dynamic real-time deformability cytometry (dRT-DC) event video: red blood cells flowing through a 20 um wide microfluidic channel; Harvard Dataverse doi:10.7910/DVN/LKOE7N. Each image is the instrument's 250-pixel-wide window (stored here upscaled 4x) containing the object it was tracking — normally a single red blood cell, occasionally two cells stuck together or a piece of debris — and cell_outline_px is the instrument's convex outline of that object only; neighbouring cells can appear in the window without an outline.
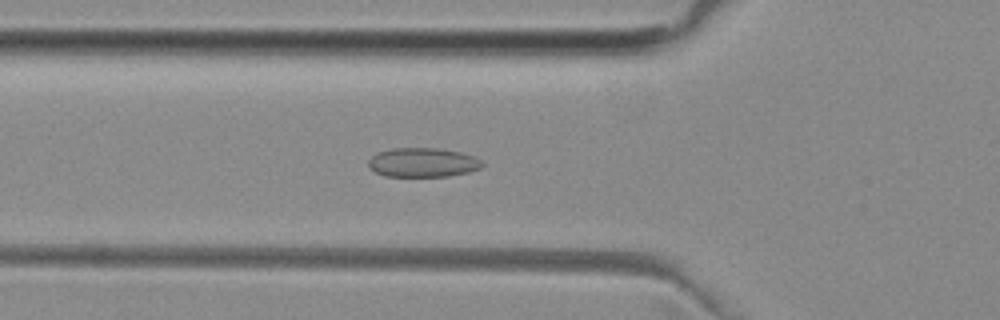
{"species": "common noctule bat (a hibernating species)", "species_latin": "Nyctalus noctula", "temperature_condition": "room temperature", "stored_images_in_passage": 52, "camera_frame_rate_fps": 3000, "um_per_image_px": 0.085, "animal": {"sex": "female", "body_mass_g": 29.2, "forearm_length_mm": 56.3}, "frame": {"image": 1, "passage_image": 18, "time_ms": 5.667, "image_size_px": [1000, 320], "cell_outline_px": [[484, 164], [480, 168], [468, 172], [448, 176], [384, 176], [368, 168], [368, 160], [376, 152], [392, 148], [440, 148], [460, 152], [472, 156], [480, 160]], "centroid_in_image_um": [35.89, 13.8], "position_along_channel_um": 89.9, "area_um2": 19.42}}
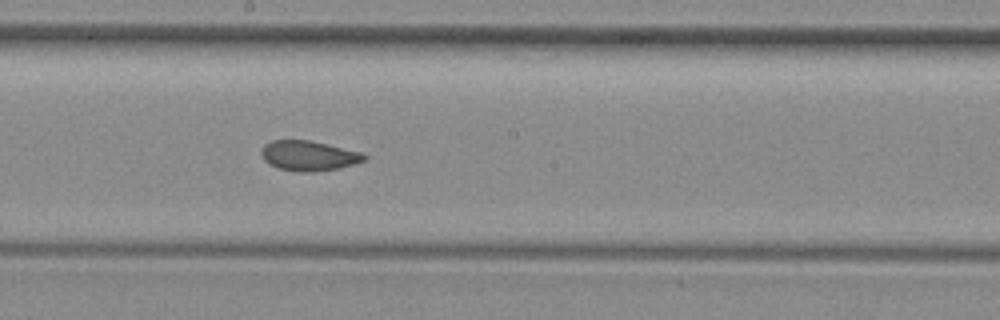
{"frame": {"image": 2, "passage_image": 28, "time_ms": 9.0, "image_size_px": [1000, 320], "cell_outline_px": [[368, 160], [336, 168], [312, 172], [296, 172], [280, 168], [268, 164], [264, 160], [260, 152], [264, 144], [272, 140], [308, 140], [360, 152], [368, 156]], "centroid_in_image_um": [26.2, 13.24], "position_along_channel_um": 222.0, "area_um2": 17.86}}
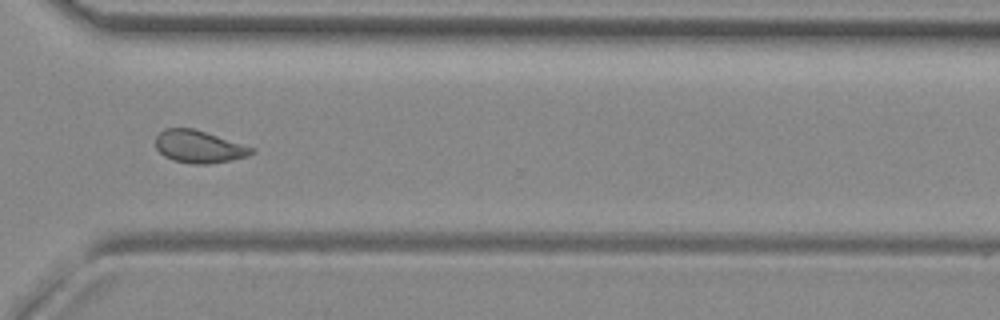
{"frame": {"image": 3, "passage_image": 38, "time_ms": 12.333, "image_size_px": [1000, 320], "cell_outline_px": [[256, 152], [244, 156], [228, 160], [208, 164], [192, 164], [172, 160], [164, 156], [156, 148], [156, 136], [164, 128], [192, 128], [256, 148]], "centroid_in_image_um": [16.88, 12.46], "position_along_channel_um": 353.7, "area_um2": 17.98}, "authors_computed_cell_mechanics": {"area_um2": 19.074, "velocity_mm_per_s": 3.9485, "shape_relaxation_time_tau1_ms": null, "shape_relaxation_time_tau2_ms": 1.6199, "deformation_change_tau1": null, "deformation_change_tau2": 0.0747}}